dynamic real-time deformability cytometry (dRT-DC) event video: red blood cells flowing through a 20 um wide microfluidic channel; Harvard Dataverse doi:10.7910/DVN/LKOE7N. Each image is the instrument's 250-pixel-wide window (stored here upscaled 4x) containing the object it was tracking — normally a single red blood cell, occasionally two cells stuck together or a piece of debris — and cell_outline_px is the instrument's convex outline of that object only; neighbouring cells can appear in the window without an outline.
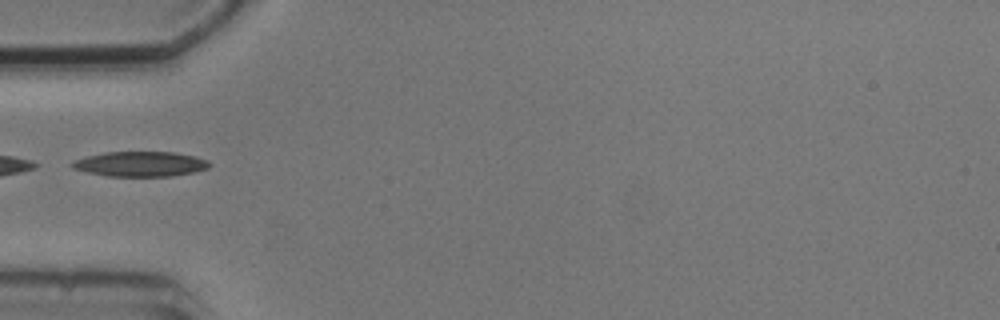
{"species": "common noctule bat (a hibernating species)", "species_latin": "Nyctalus noctula", "temperature_condition": "cold", "stored_images_in_passage": 2, "camera_frame_rate_fps": 3000, "um_per_image_px": 0.085, "animal": {"sex": "male", "body_mass_g": 20.5, "forearm_length_mm": 52.5}, "frame": {"image": 1, "passage_image": 2, "time_ms": 1.0, "image_size_px": [1000, 320], "cell_outline_px": [[212, 164], [208, 168], [196, 172], [172, 176], [108, 176], [88, 172], [72, 168], [68, 164], [72, 160], [104, 152], [176, 152], [196, 156], [208, 160]], "centroid_in_image_um": [11.95, 13.93], "position_along_channel_um": 73.0, "area_um2": 20.23}}